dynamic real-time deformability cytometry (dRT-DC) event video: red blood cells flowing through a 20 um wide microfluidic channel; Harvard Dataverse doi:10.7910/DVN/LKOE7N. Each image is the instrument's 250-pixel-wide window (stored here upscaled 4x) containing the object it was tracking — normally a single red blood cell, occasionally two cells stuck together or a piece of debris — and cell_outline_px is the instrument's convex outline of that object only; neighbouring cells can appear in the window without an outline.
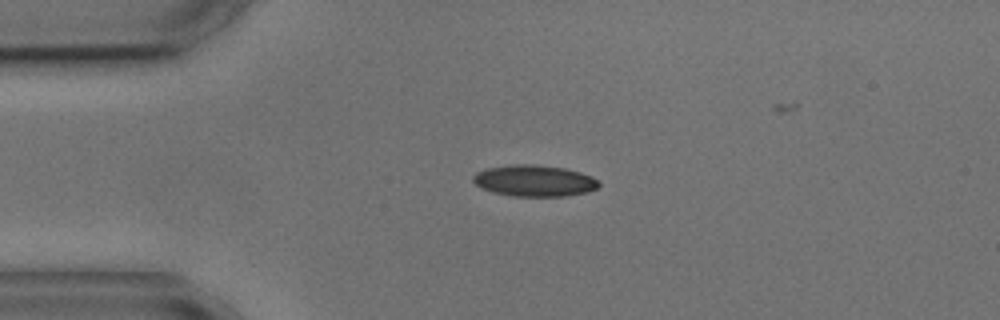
{"species": "common noctule bat (a hibernating species)", "species_latin": "Nyctalus noctula", "temperature_condition": "cold", "stored_images_in_passage": 4, "camera_frame_rate_fps": 3000, "um_per_image_px": 0.085, "animal": {"sex": "male", "body_mass_g": 17.9, "forearm_length_mm": 54.2}, "frame": {"image": 1, "passage_image": 1, "time_ms": 0.0, "image_size_px": [1000, 320], "cell_outline_px": [[600, 184], [596, 188], [588, 192], [564, 196], [512, 196], [492, 192], [480, 188], [472, 180], [472, 176], [476, 172], [488, 168], [516, 164], [532, 164], [564, 168], [580, 172], [592, 176]], "centroid_in_image_um": [45.39, 15.37], "position_along_channel_um": 39.6, "area_um2": 22.95}}